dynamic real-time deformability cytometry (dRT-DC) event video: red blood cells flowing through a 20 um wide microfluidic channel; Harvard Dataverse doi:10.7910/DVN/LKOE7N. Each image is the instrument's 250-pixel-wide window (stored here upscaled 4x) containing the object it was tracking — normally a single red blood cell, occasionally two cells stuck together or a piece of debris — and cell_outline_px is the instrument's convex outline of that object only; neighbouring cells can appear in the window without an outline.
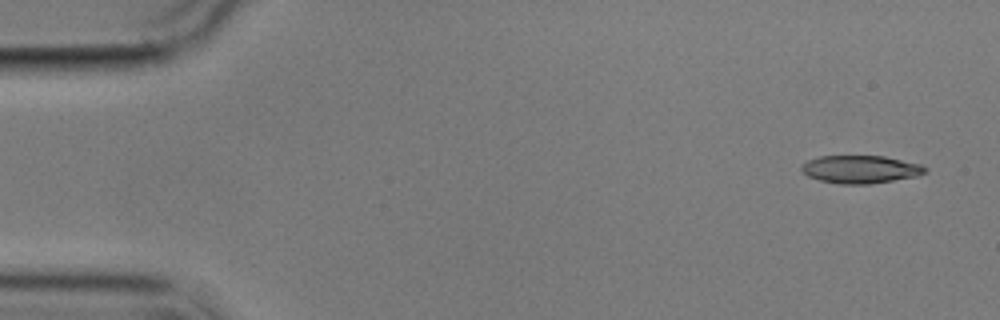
{"species": "common noctule bat (a hibernating species)", "species_latin": "Nyctalus noctula", "temperature_condition": "cold", "stored_images_in_passage": 2, "camera_frame_rate_fps": 3000, "um_per_image_px": 0.085, "animal": {"sex": "male", "body_mass_g": 17.9}, "frame": {"image": 1, "passage_image": 1, "time_ms": 0.0, "image_size_px": [1000, 320], "cell_outline_px": [[928, 172], [916, 176], [868, 184], [840, 184], [820, 180], [808, 176], [800, 168], [800, 164], [808, 160], [820, 156], [884, 156], [920, 164], [928, 168]], "centroid_in_image_um": [73.13, 14.39], "position_along_channel_um": 11.9, "area_um2": 20.0}}